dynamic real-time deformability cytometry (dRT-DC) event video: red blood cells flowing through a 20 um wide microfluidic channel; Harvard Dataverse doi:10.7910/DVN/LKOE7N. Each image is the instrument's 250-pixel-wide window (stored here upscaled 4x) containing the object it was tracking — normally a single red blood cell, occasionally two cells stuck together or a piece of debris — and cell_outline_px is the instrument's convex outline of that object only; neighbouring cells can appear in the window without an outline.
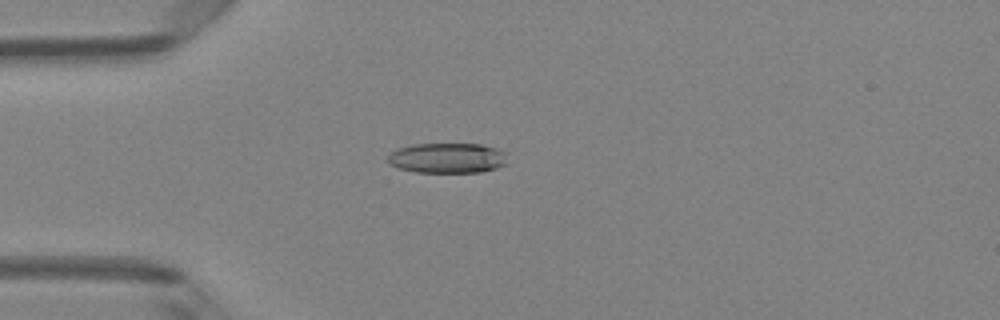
{"species": "Egyptian fruit bat (a non-hibernating species)", "species_latin": "Rousettus aegyptiacus", "temperature_condition": "room temperature", "stored_images_in_passage": 5, "camera_frame_rate_fps": 3000, "um_per_image_px": 0.085, "animal": {"sex": "female"}, "frame": {"image": 1, "passage_image": 4, "time_ms": 1.0, "image_size_px": [1000, 320], "cell_outline_px": [[504, 164], [496, 168], [480, 172], [416, 172], [400, 168], [388, 164], [388, 152], [396, 148], [412, 144], [480, 144], [496, 148], [504, 152]], "centroid_in_image_um": [37.94, 13.42], "position_along_channel_um": 47.1, "area_um2": 20.98}}